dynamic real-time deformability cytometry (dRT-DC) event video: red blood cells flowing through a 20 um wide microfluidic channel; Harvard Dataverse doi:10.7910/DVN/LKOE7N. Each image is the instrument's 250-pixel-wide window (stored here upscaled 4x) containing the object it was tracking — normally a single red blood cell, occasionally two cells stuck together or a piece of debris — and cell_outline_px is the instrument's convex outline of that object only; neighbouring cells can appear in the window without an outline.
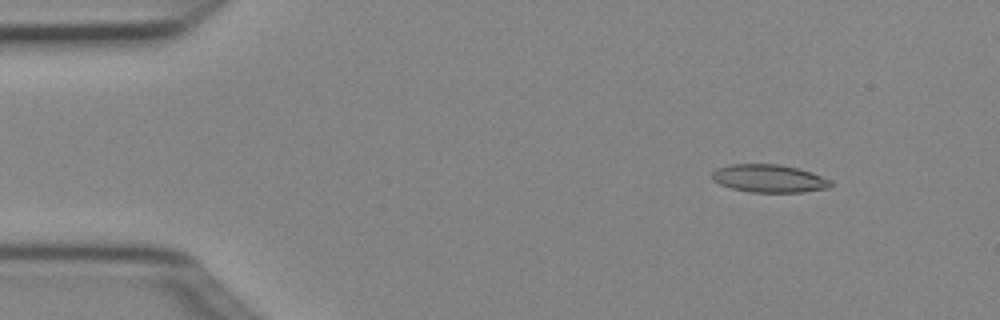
{"species": "Egyptian fruit bat (a non-hibernating species)", "species_latin": "Rousettus aegyptiacus", "temperature_condition": "cold", "stored_images_in_passage": 4, "camera_frame_rate_fps": 3000, "um_per_image_px": 0.085, "animal": {"sex": "female"}, "frame": {"image": 1, "passage_image": 2, "time_ms": 0.333, "image_size_px": [1000, 320], "cell_outline_px": [[832, 188], [804, 192], [748, 192], [732, 188], [720, 184], [712, 180], [712, 172], [716, 168], [732, 164], [780, 164], [800, 168], [812, 172], [832, 180]], "centroid_in_image_um": [65.42, 15.17], "position_along_channel_um": 19.6, "area_um2": 19.59}}